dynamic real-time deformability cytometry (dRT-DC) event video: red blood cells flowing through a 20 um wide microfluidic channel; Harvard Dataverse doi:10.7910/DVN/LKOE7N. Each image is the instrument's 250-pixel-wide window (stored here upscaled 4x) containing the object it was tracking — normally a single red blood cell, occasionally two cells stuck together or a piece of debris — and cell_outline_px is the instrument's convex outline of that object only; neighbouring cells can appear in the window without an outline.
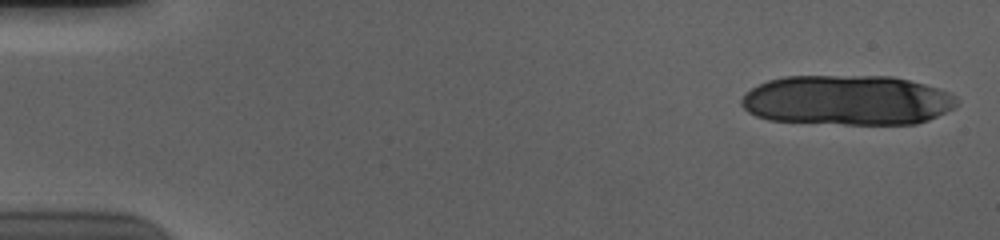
{"species": "human", "species_latin": "Homo sapiens", "temperature_condition": "cold", "stored_images_in_passage": 18, "camera_frame_rate_fps": 3000, "um_per_image_px": 0.085, "donor": {"sex": "male"}, "frame": {"image": 1, "passage_image": 1, "time_ms": 0.0, "image_size_px": [1000, 240], "cell_outline_px": [[960, 100], [952, 108], [928, 120], [916, 124], [844, 124], [768, 120], [756, 116], [748, 112], [740, 104], [740, 100], [744, 92], [768, 80], [784, 76], [892, 76], [924, 84], [948, 92], [956, 96]], "centroid_in_image_um": [71.98, 8.52], "position_along_channel_um": 13.0, "area_um2": 62.89}}